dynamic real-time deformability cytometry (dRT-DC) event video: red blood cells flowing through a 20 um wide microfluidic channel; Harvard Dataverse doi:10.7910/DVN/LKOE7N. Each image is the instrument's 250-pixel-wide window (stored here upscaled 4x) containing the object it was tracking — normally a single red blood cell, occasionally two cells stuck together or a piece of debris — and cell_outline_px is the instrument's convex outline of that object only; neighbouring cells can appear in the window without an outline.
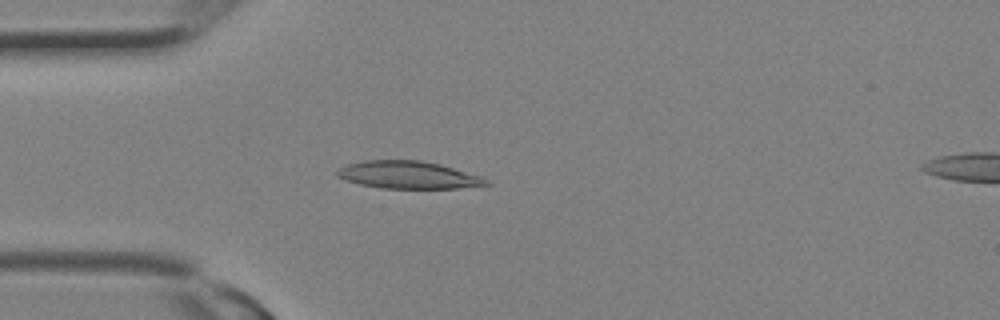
{"species": "Egyptian fruit bat (a non-hibernating species)", "species_latin": "Rousettus aegyptiacus", "temperature_condition": "room temperature", "stored_images_in_passage": 11, "camera_frame_rate_fps": 3000, "um_per_image_px": 0.085, "animal": {"sex": "female"}, "frame": {"image": 1, "passage_image": 7, "time_ms": 2.0, "image_size_px": [1000, 320], "cell_outline_px": [[492, 184], [456, 188], [380, 188], [360, 184], [336, 176], [336, 172], [340, 168], [348, 164], [364, 160], [420, 160], [440, 164], [480, 176], [488, 180]], "centroid_in_image_um": [34.7, 14.86], "position_along_channel_um": 50.3, "area_um2": 23.64}}
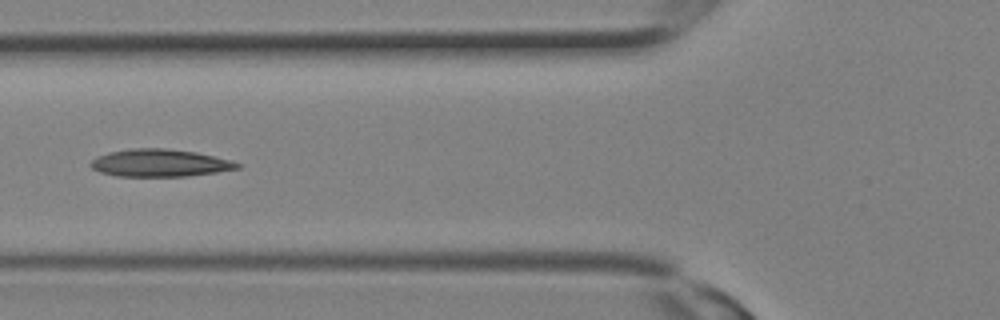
{"frame": {"image": 2, "passage_image": 10, "time_ms": 3.0, "image_size_px": [1000, 320], "cell_outline_px": [[240, 168], [216, 172], [184, 176], [116, 176], [100, 172], [92, 168], [88, 164], [96, 156], [108, 152], [128, 148], [164, 148], [196, 152], [232, 160], [240, 164]], "centroid_in_image_um": [13.54, 13.84], "position_along_channel_um": 112.3, "area_um2": 23.52}}